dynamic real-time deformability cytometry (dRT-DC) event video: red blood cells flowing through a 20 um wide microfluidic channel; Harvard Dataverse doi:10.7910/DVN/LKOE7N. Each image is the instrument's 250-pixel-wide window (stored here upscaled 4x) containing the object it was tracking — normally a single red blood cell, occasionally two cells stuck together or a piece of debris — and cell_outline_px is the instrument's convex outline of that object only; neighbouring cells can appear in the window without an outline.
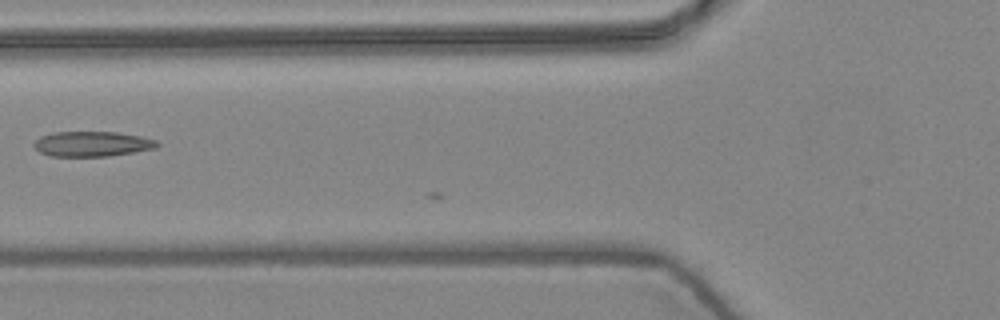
{"species": "common noctule bat (a hibernating species)", "species_latin": "Nyctalus noctula", "temperature_condition": "warm", "stored_images_in_passage": 5, "camera_frame_rate_fps": 3000, "um_per_image_px": 0.085, "animal": {"sex": "female", "body_mass_g": 24.6, "forearm_length_mm": 56.2}, "frame": {"image": 1, "passage_image": 5, "time_ms": 1.333, "image_size_px": [1000, 320], "cell_outline_px": [[160, 144], [156, 148], [108, 156], [48, 156], [40, 152], [32, 144], [40, 136], [56, 132], [116, 132], [140, 136], [156, 140]], "centroid_in_image_um": [7.82, 12.23], "position_along_channel_um": 118.0, "area_um2": 17.92}}